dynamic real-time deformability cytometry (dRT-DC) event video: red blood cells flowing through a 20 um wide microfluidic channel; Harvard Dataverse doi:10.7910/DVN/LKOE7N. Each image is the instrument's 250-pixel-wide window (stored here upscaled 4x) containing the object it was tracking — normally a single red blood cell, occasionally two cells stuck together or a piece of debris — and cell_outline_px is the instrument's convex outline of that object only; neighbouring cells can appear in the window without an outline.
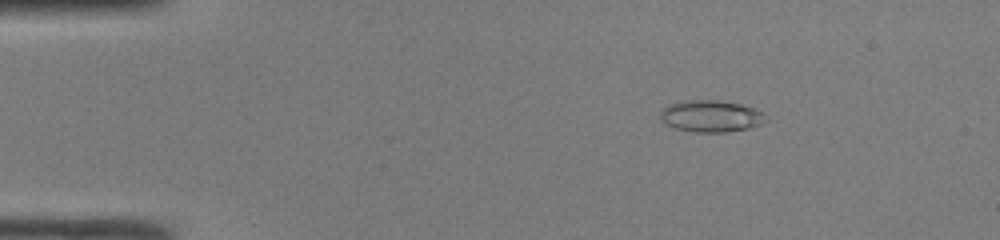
{"species": "common noctule bat (a hibernating species)", "species_latin": "Nyctalus noctula", "temperature_condition": "room temperature", "stored_images_in_passage": 48, "camera_frame_rate_fps": 3000, "um_per_image_px": 0.085, "animal": {"sex": "male", "body_mass_g": 19.0, "forearm_length_mm": 50.8}, "frame": {"image": 1, "passage_image": 7, "time_ms": 2.0, "image_size_px": [1000, 240], "cell_outline_px": [[768, 120], [760, 124], [748, 128], [728, 132], [692, 132], [676, 128], [664, 124], [660, 120], [660, 108], [668, 104], [680, 100], [720, 100], [740, 104], [764, 112]], "centroid_in_image_um": [60.38, 9.86], "position_along_channel_um": 24.6, "area_um2": 19.88}}
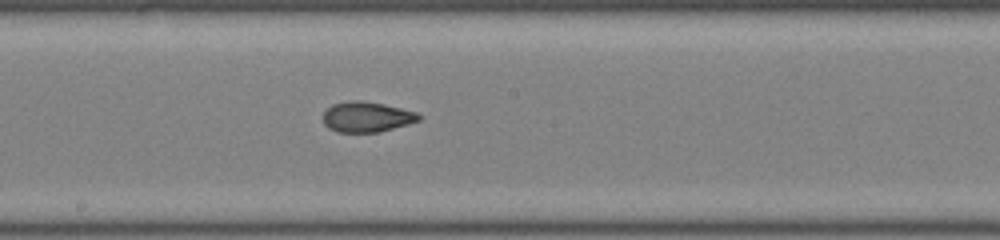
{"frame": {"image": 2, "passage_image": 26, "time_ms": 8.333, "image_size_px": [1000, 240], "cell_outline_px": [[420, 120], [408, 124], [380, 132], [336, 132], [328, 128], [324, 124], [324, 112], [332, 104], [348, 100], [360, 100], [384, 104], [416, 112], [420, 116]], "centroid_in_image_um": [31.15, 9.93], "position_along_channel_um": 217.0, "area_um2": 16.94}}
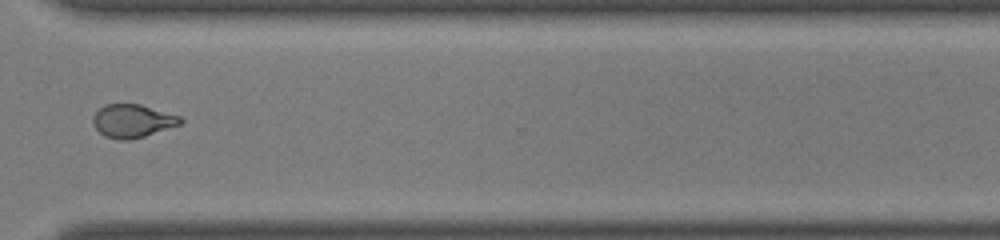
{"frame": {"image": 3, "passage_image": 36, "time_ms": 11.667, "image_size_px": [1000, 240], "cell_outline_px": [[184, 120], [180, 124], [132, 140], [120, 140], [104, 136], [92, 124], [92, 116], [104, 104], [140, 104], [180, 116]], "centroid_in_image_um": [11.23, 10.28], "position_along_channel_um": 359.4, "area_um2": 16.88}, "authors_computed_cell_mechanics": {"area_um2": 17.918, "velocity_mm_per_s": 4.2517, "shape_relaxation_time_tau1_ms": null, "shape_relaxation_time_tau2_ms": 2.0512, "deformation_change_tau1": null, "deformation_change_tau2": 0.0873}}